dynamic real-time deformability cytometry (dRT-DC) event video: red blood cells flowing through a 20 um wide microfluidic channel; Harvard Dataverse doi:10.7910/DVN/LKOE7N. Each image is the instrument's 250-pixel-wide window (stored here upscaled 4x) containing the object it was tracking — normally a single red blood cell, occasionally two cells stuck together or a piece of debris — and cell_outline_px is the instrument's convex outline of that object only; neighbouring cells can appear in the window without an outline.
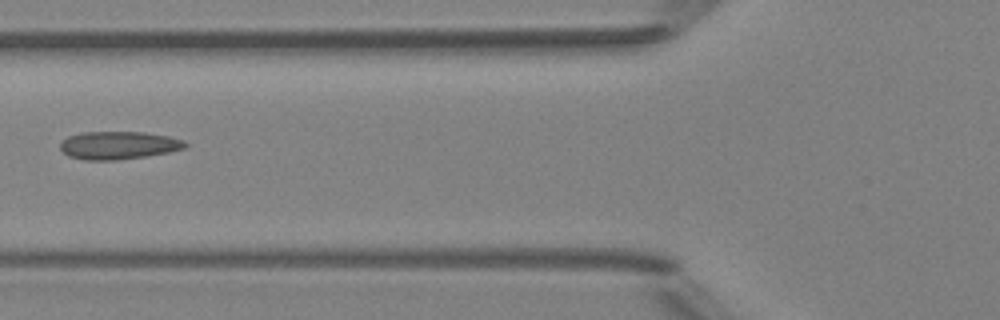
{"species": "Egyptian fruit bat (a non-hibernating species)", "species_latin": "Rousettus aegyptiacus", "temperature_condition": "room temperature", "stored_images_in_passage": 7, "camera_frame_rate_fps": 3000, "um_per_image_px": 0.085, "animal": {"sex": "female"}, "frame": {"image": 1, "passage_image": 5, "time_ms": 4.667, "image_size_px": [1000, 320], "cell_outline_px": [[188, 144], [184, 148], [168, 152], [144, 156], [116, 160], [84, 160], [68, 156], [60, 148], [60, 144], [68, 136], [84, 132], [144, 132], [168, 136], [184, 140]], "centroid_in_image_um": [10.07, 12.35], "position_along_channel_um": 115.7, "area_um2": 20.17}}
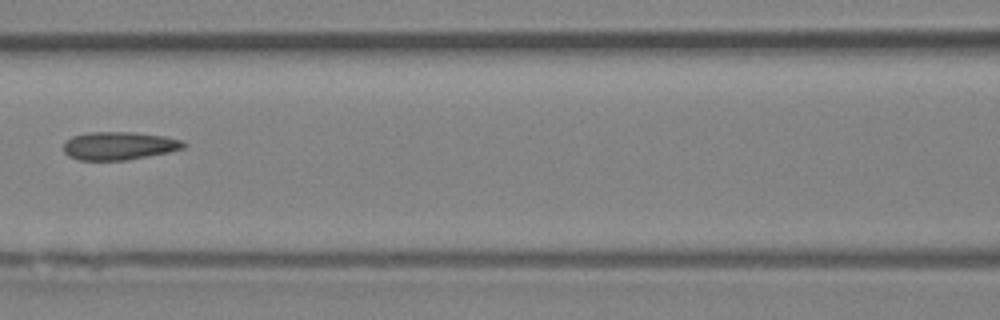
{"frame": {"image": 2, "passage_image": 6, "time_ms": 5.667, "image_size_px": [1000, 320], "cell_outline_px": [[188, 144], [184, 148], [168, 152], [128, 160], [80, 160], [68, 156], [64, 152], [64, 144], [72, 136], [88, 132], [136, 132], [164, 136], [184, 140]], "centroid_in_image_um": [10.15, 12.39], "position_along_channel_um": 156.4, "area_um2": 19.77}}
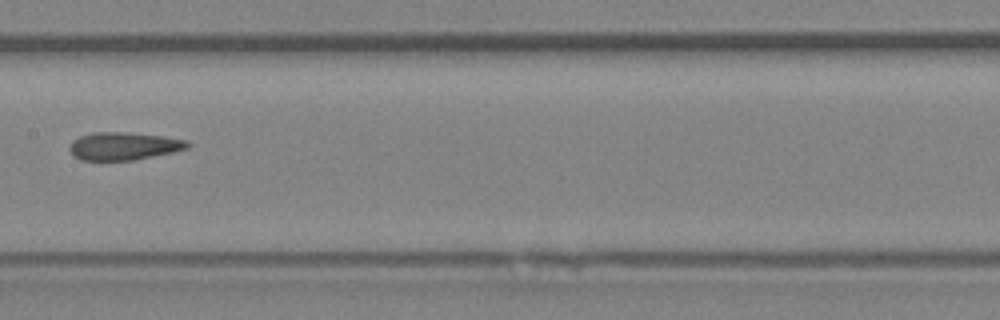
{"frame": {"image": 3, "passage_image": 7, "time_ms": 6.667, "image_size_px": [1000, 320], "cell_outline_px": [[192, 144], [188, 148], [172, 152], [132, 160], [80, 160], [68, 148], [72, 140], [80, 136], [92, 132], [128, 132], [164, 136], [188, 140]], "centroid_in_image_um": [10.53, 12.4], "position_along_channel_um": 196.9, "area_um2": 19.13}}